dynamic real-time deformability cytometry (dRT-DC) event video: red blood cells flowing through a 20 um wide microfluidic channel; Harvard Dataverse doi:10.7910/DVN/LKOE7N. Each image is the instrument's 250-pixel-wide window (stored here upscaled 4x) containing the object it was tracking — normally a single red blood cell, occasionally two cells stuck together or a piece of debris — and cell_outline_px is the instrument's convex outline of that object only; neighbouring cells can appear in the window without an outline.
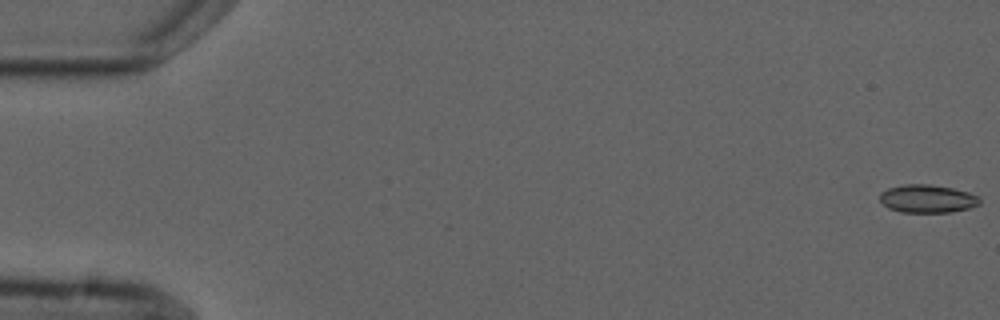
{"species": "common noctule bat (a hibernating species)", "species_latin": "Nyctalus noctula", "temperature_condition": "cold", "stored_images_in_passage": 5, "camera_frame_rate_fps": 3000, "um_per_image_px": 0.085, "animal": {"sex": "male", "forearm_length_mm": 52.5}, "frame": {"image": 1, "passage_image": 1, "time_ms": 0.0, "image_size_px": [1000, 320], "cell_outline_px": [[980, 204], [968, 208], [952, 212], [900, 212], [888, 208], [880, 200], [880, 192], [888, 188], [904, 184], [928, 184], [952, 188], [968, 192], [976, 196], [980, 200]], "centroid_in_image_um": [78.8, 16.89], "position_along_channel_um": 6.2, "area_um2": 16.24}}
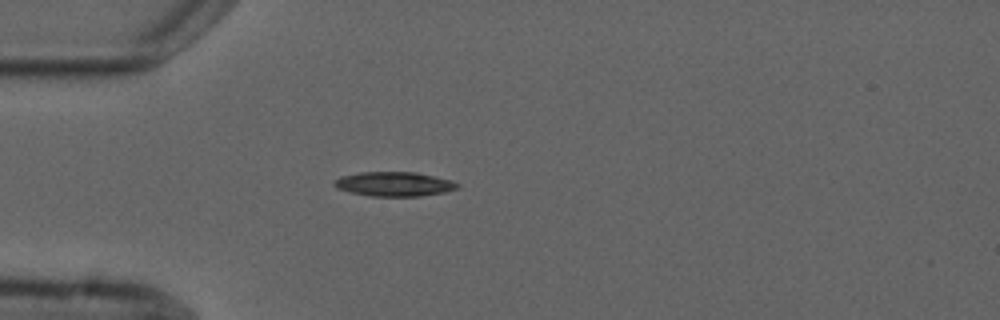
{"frame": {"image": 2, "passage_image": 5, "time_ms": 5.0, "image_size_px": [1000, 320], "cell_outline_px": [[460, 188], [444, 192], [420, 196], [372, 196], [352, 192], [336, 188], [332, 184], [332, 180], [340, 176], [360, 172], [416, 172], [452, 180], [460, 184]], "centroid_in_image_um": [33.5, 15.63], "position_along_channel_um": 51.5, "area_um2": 17.63}}